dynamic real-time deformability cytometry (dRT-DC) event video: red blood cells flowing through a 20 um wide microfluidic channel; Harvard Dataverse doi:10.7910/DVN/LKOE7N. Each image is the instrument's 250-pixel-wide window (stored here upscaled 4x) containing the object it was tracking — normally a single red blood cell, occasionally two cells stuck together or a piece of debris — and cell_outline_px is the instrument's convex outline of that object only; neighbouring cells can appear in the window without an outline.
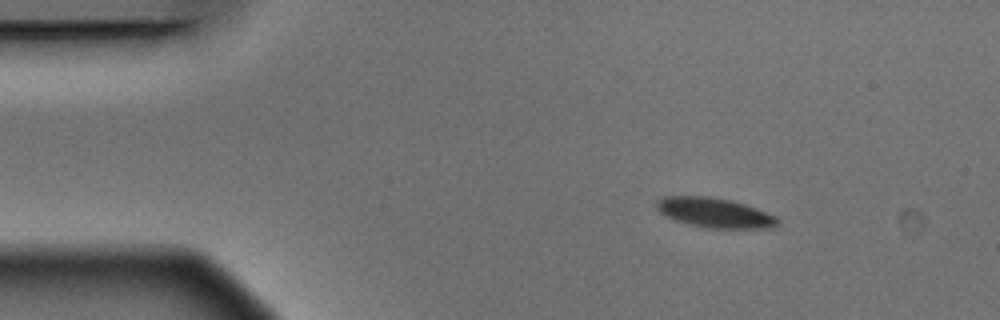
{"species": "Egyptian fruit bat (a non-hibernating species)", "species_latin": "Rousettus aegyptiacus", "temperature_condition": "warm", "stored_images_in_passage": 5, "camera_frame_rate_fps": 3000, "um_per_image_px": 0.085, "animal": {"sex": "male"}, "frame": {"image": 1, "passage_image": 1, "time_ms": 0.0, "image_size_px": [1000, 320], "cell_outline_px": [[780, 224], [776, 228], [708, 228], [688, 224], [664, 216], [656, 208], [656, 200], [664, 196], [708, 196], [732, 200], [756, 208], [776, 216], [780, 220]], "centroid_in_image_um": [60.76, 18.08], "position_along_channel_um": 24.2, "area_um2": 21.21}}
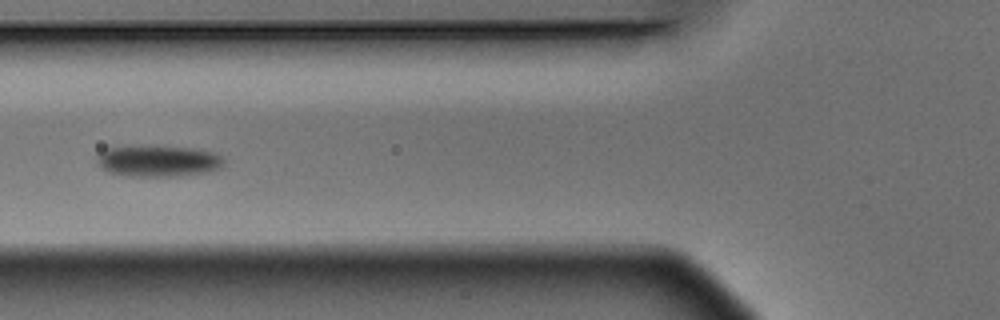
{"frame": {"image": 2, "passage_image": 4, "time_ms": 1.0, "image_size_px": [1000, 320], "cell_outline_px": [[224, 164], [220, 168], [208, 172], [180, 176], [132, 176], [108, 172], [100, 168], [96, 160], [96, 156], [104, 148], [124, 144], [140, 144], [196, 148], [216, 152], [224, 156]], "centroid_in_image_um": [13.41, 13.64], "position_along_channel_um": 112.4, "area_um2": 24.33}}
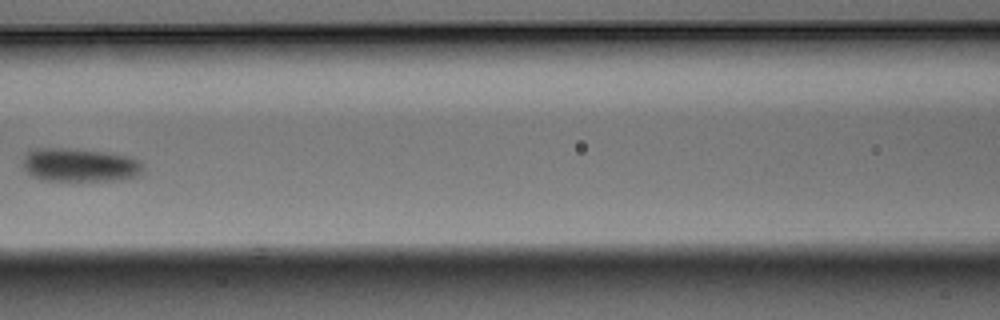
{"frame": {"image": 3, "passage_image": 5, "time_ms": 1.333, "image_size_px": [1000, 320], "cell_outline_px": [[144, 168], [140, 176], [120, 180], [48, 180], [28, 176], [24, 168], [24, 156], [32, 148], [64, 148], [104, 152], [132, 156], [140, 160], [144, 164]], "centroid_in_image_um": [6.83, 14.02], "position_along_channel_um": 159.8, "area_um2": 23.7}}